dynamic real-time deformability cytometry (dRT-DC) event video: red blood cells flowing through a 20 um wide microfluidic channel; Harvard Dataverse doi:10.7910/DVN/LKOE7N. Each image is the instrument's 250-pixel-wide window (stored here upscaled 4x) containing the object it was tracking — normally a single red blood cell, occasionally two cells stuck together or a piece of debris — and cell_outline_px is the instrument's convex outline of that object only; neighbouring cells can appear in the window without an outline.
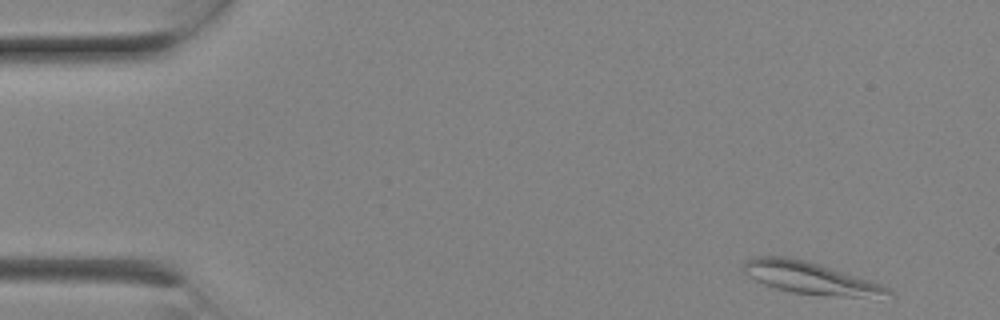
{"species": "Egyptian fruit bat (a non-hibernating species)", "species_latin": "Rousettus aegyptiacus", "temperature_condition": "room temperature", "stored_images_in_passage": 8, "camera_frame_rate_fps": 3000, "um_per_image_px": 0.085, "animal": {"sex": "female"}, "frame": {"image": 1, "passage_image": 1, "time_ms": 0.0, "image_size_px": [1000, 320], "cell_outline_px": [[892, 292], [876, 300], [792, 292], [776, 288], [764, 284], [748, 276], [744, 272], [744, 260], [752, 256], [788, 256], [820, 264], [880, 284], [888, 288]], "centroid_in_image_um": [68.9, 23.64], "position_along_channel_um": 16.1, "area_um2": 27.17}}
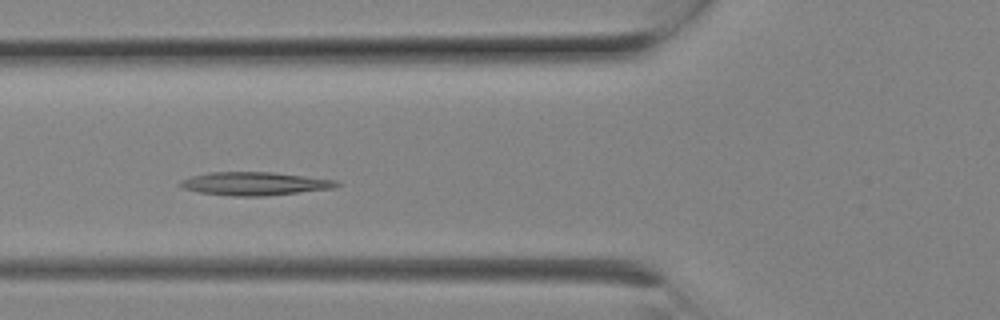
{"frame": {"image": 2, "passage_image": 7, "time_ms": 2.0, "image_size_px": [1000, 320], "cell_outline_px": [[340, 184], [336, 188], [264, 196], [232, 196], [200, 192], [184, 188], [176, 184], [180, 180], [192, 176], [208, 172], [272, 172], [336, 180]], "centroid_in_image_um": [21.63, 15.61], "position_along_channel_um": 104.2, "area_um2": 21.15}}
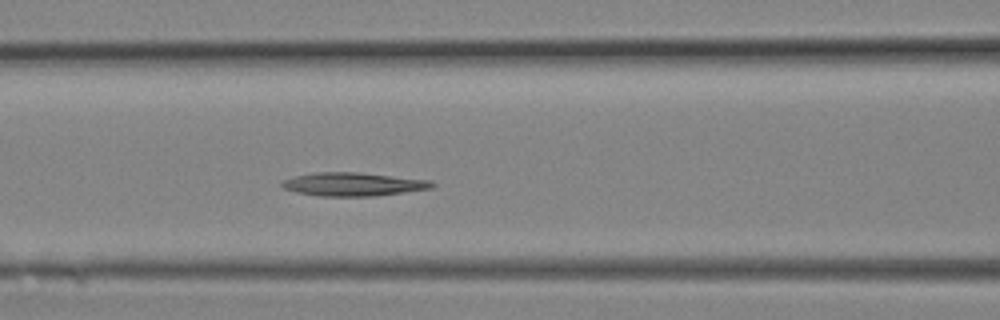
{"frame": {"image": 3, "passage_image": 8, "time_ms": 2.333, "image_size_px": [1000, 320], "cell_outline_px": [[436, 184], [432, 188], [404, 192], [372, 196], [320, 196], [296, 192], [284, 188], [280, 184], [284, 180], [296, 176], [316, 172], [360, 172], [432, 180]], "centroid_in_image_um": [30.06, 15.65], "position_along_channel_um": 136.5, "area_um2": 20.46}}